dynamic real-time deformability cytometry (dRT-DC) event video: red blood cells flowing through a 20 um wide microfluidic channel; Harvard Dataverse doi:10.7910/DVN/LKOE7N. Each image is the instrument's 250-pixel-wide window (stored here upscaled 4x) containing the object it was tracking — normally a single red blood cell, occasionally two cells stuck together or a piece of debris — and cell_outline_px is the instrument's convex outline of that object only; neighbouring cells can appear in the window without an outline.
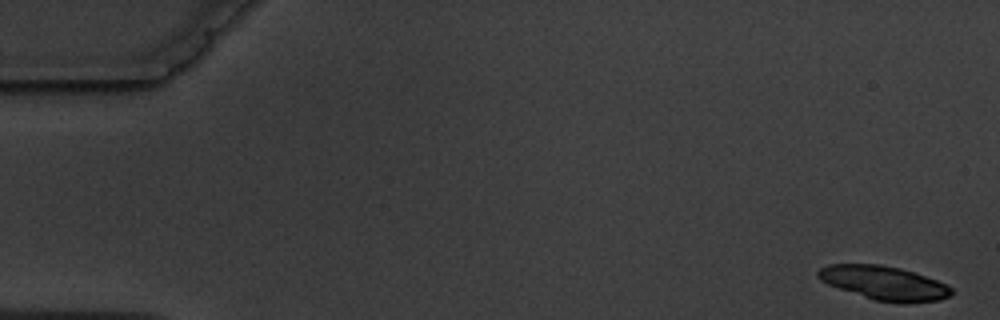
{"species": "common noctule bat (a hibernating species)", "species_latin": "Nyctalus noctula", "temperature_condition": "warm", "stored_images_in_passage": 5, "camera_frame_rate_fps": 3000, "um_per_image_px": 0.085, "animal": {"sex": "male", "body_mass_g": 19.5, "forearm_length_mm": 54.6}, "frame": {"image": 1, "passage_image": 1, "time_ms": 0.0, "image_size_px": [1000, 320], "cell_outline_px": [[952, 292], [948, 296], [940, 300], [908, 304], [900, 304], [872, 300], [828, 284], [820, 280], [816, 276], [816, 272], [820, 268], [828, 264], [880, 264], [900, 268], [936, 280], [952, 288]], "centroid_in_image_um": [75.12, 24.07], "position_along_channel_um": 9.9, "area_um2": 26.47}}